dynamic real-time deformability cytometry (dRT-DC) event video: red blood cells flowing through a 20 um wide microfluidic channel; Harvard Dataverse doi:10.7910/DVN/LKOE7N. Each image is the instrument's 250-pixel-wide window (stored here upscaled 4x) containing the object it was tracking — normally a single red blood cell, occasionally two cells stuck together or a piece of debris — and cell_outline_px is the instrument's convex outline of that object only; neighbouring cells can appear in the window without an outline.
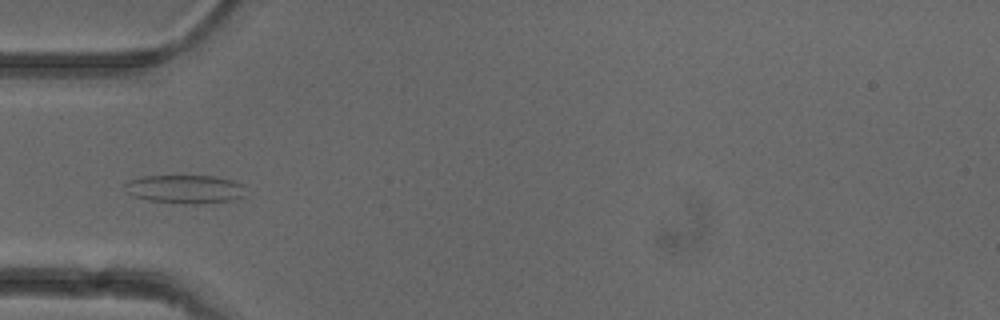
{"species": "common noctule bat (a hibernating species)", "species_latin": "Nyctalus noctula", "temperature_condition": "cold", "stored_images_in_passage": 38, "camera_frame_rate_fps": 3000, "um_per_image_px": 0.085, "animal": {"sex": "female"}, "frame": {"image": 1, "passage_image": 3, "time_ms": 0.667, "image_size_px": [1000, 320], "cell_outline_px": [[244, 196], [232, 200], [196, 204], [184, 204], [148, 200], [132, 196], [124, 192], [124, 184], [128, 180], [144, 176], [216, 176], [232, 180], [244, 184]], "centroid_in_image_um": [15.69, 16.07], "position_along_channel_um": 69.3, "area_um2": 20.29}}
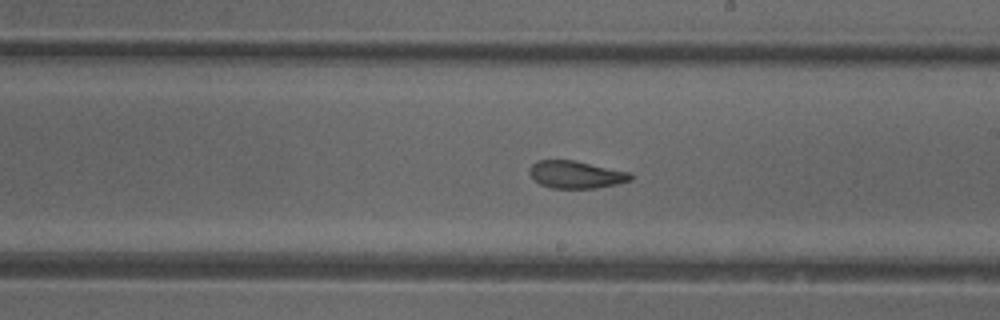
{"frame": {"image": 2, "passage_image": 16, "time_ms": 5.0, "image_size_px": [1000, 320], "cell_outline_px": [[632, 180], [616, 184], [596, 188], [552, 188], [540, 184], [528, 172], [528, 168], [536, 160], [576, 160], [628, 172], [632, 176]], "centroid_in_image_um": [48.93, 14.83], "position_along_channel_um": 240.1, "area_um2": 16.13}}
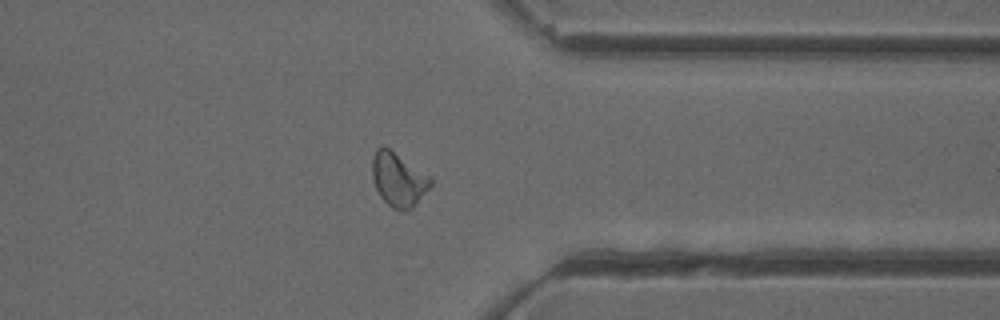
{"frame": {"image": 3, "passage_image": 27, "time_ms": 8.667, "image_size_px": [1000, 320], "cell_outline_px": [[432, 184], [412, 208], [392, 208], [380, 196], [376, 188], [372, 176], [372, 156], [376, 148], [380, 144], [384, 144], [432, 176]], "centroid_in_image_um": [33.85, 15.17], "position_along_channel_um": 377.5, "area_um2": 18.44}, "authors_computed_cell_mechanics": {"area_um2": 17.2533, "velocity_mm_per_s": 3.922, "shape_relaxation_time_tau1_ms": null, "shape_relaxation_time_tau2_ms": 1.9436, "deformation_change_tau1": null, "deformation_change_tau2": 0.0881}}